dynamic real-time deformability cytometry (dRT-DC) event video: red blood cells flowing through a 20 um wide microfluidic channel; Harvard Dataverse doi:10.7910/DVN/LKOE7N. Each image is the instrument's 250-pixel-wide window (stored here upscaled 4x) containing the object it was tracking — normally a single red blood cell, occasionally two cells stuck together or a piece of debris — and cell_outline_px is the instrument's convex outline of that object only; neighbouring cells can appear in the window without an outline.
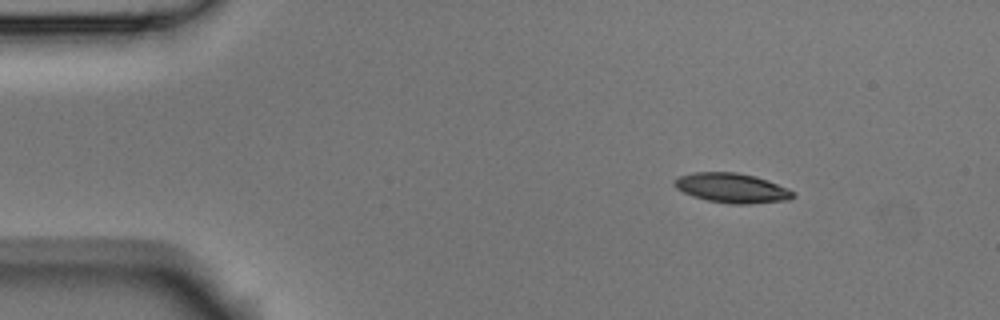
{"species": "Egyptian fruit bat (a non-hibernating species)", "species_latin": "Rousettus aegyptiacus", "temperature_condition": "room temperature", "stored_images_in_passage": 4, "camera_frame_rate_fps": 3000, "um_per_image_px": 0.085, "animal": {"sex": "male"}, "frame": {"image": 1, "passage_image": 1, "time_ms": 0.0, "image_size_px": [1000, 320], "cell_outline_px": [[796, 196], [788, 200], [748, 204], [732, 204], [708, 200], [692, 196], [676, 188], [672, 184], [672, 180], [680, 176], [692, 172], [736, 172], [756, 176], [768, 180], [788, 188], [796, 192]], "centroid_in_image_um": [62.22, 15.97], "position_along_channel_um": 22.8, "area_um2": 20.69}}
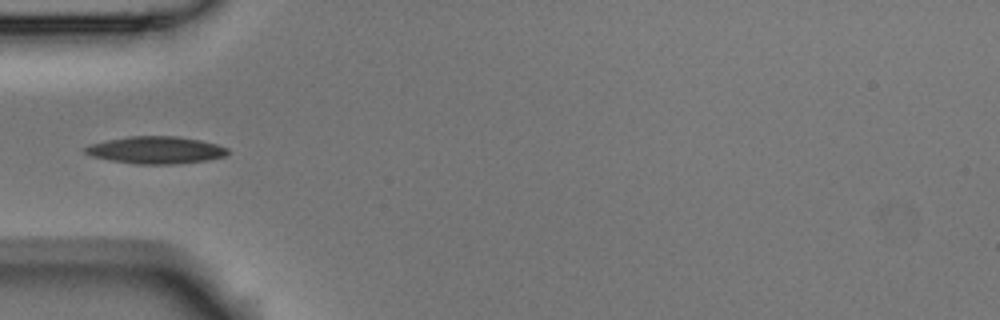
{"frame": {"image": 2, "passage_image": 4, "time_ms": 1.0, "image_size_px": [1000, 320], "cell_outline_px": [[228, 152], [224, 156], [208, 160], [176, 164], [136, 164], [108, 160], [92, 156], [84, 152], [84, 148], [88, 144], [128, 136], [176, 136], [200, 140], [216, 144], [228, 148]], "centroid_in_image_um": [13.22, 12.76], "position_along_channel_um": 71.8, "area_um2": 22.66}}